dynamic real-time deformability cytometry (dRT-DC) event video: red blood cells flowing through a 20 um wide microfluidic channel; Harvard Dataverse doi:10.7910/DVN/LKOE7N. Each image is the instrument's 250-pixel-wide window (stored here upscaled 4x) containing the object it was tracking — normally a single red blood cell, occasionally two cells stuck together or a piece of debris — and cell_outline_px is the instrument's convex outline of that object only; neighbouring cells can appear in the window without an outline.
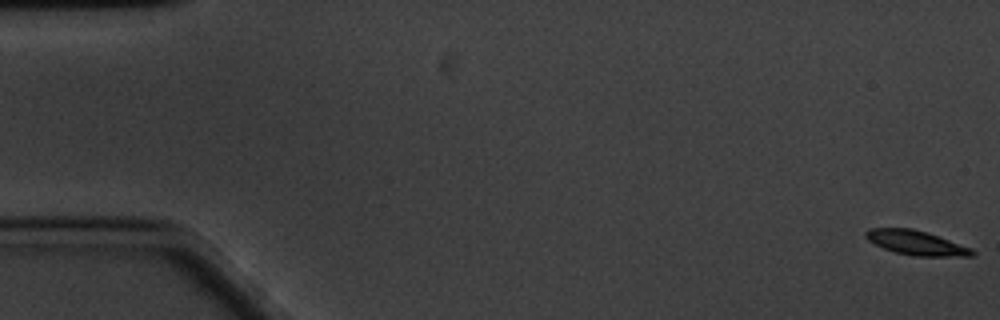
{"species": "common noctule bat (a hibernating species)", "species_latin": "Nyctalus noctula", "temperature_condition": "cold", "stored_images_in_passage": 62, "camera_frame_rate_fps": 3000, "um_per_image_px": 0.085, "animal": {"sex": "male", "body_mass_g": 20.1, "forearm_length_mm": 53.5}, "frame": {"image": 1, "passage_image": 1, "time_ms": 0.0, "image_size_px": [1000, 320], "cell_outline_px": [[976, 252], [972, 256], [912, 256], [896, 252], [884, 248], [868, 240], [864, 236], [864, 232], [868, 228], [912, 228], [972, 248]], "centroid_in_image_um": [77.84, 20.64], "position_along_channel_um": 7.2, "area_um2": 14.91}}
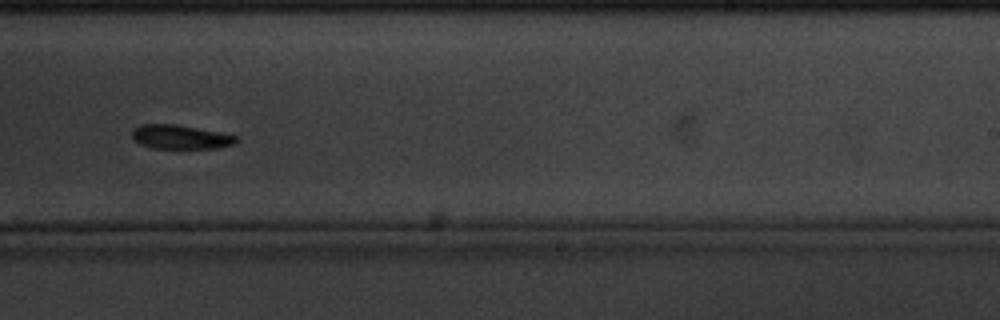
{"frame": {"image": 2, "passage_image": 38, "time_ms": 12.333, "image_size_px": [1000, 320], "cell_outline_px": [[236, 140], [232, 144], [216, 148], [152, 148], [140, 144], [132, 136], [132, 132], [140, 124], [176, 124], [220, 132], [236, 136]], "centroid_in_image_um": [15.31, 11.63], "position_along_channel_um": 273.7, "area_um2": 14.33}}
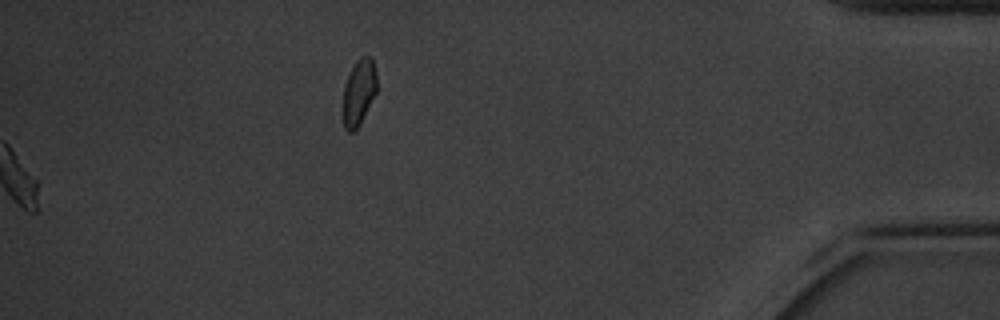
{"frame": {"image": 3, "passage_image": 62, "time_ms": 20.333, "image_size_px": [1000, 320], "cell_outline_px": [[376, 92], [360, 124], [352, 132], [348, 132], [344, 128], [340, 112], [340, 108], [344, 84], [356, 60], [360, 56], [372, 56], [376, 72]], "centroid_in_image_um": [30.44, 7.87], "position_along_channel_um": 404.8, "area_um2": 13.53}, "authors_computed_cell_mechanics": {"area_um2": 15.317, "velocity_mm_per_s": 3.2926, "shape_relaxation_time_tau1_ms": 2.495, "shape_relaxation_time_tau2_ms": null, "deformation_change_tau1": 0.1109, "deformation_change_tau2": null}}